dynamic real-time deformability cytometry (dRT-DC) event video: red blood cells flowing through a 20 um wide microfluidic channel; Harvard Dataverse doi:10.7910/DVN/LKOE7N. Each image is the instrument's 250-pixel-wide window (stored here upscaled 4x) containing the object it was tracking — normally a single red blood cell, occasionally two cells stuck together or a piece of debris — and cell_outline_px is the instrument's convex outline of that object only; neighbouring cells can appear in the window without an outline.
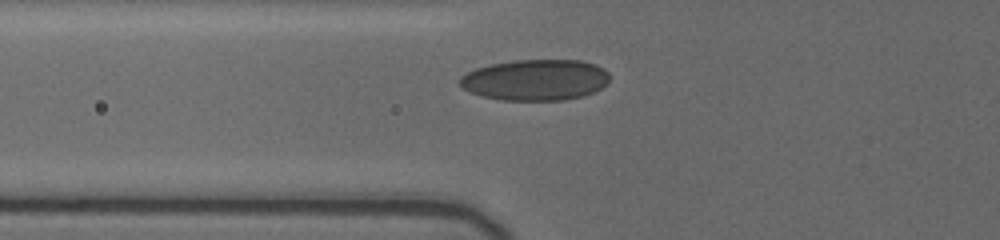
{"species": "human", "species_latin": "Homo sapiens", "temperature_condition": "cold", "stored_images_in_passage": 22, "camera_frame_rate_fps": 3000, "um_per_image_px": 0.085, "donor": {"sex": "female"}, "frame": {"image": 1, "passage_image": 4, "time_ms": 0.333, "image_size_px": [1000, 240], "cell_outline_px": [[608, 80], [600, 88], [592, 92], [580, 96], [564, 100], [500, 100], [480, 96], [468, 92], [460, 84], [460, 76], [476, 68], [492, 64], [516, 60], [580, 60], [596, 64], [604, 68], [608, 72]], "centroid_in_image_um": [45.48, 6.79], "position_along_channel_um": 80.3, "area_um2": 35.72}}
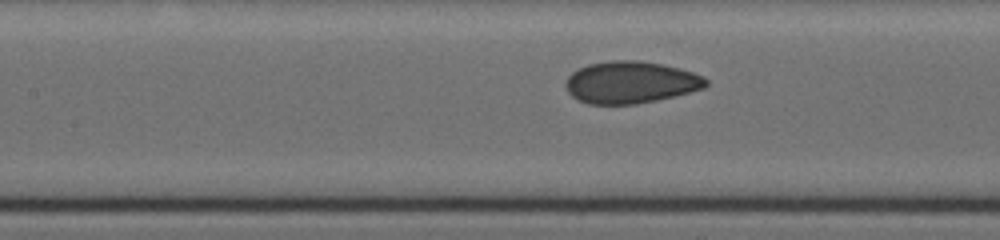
{"frame": {"image": 2, "passage_image": 17, "time_ms": 2.333, "image_size_px": [1000, 240], "cell_outline_px": [[708, 84], [704, 88], [656, 100], [636, 104], [588, 104], [576, 100], [568, 92], [564, 84], [568, 76], [572, 72], [588, 64], [608, 60], [640, 60], [680, 68], [704, 76], [708, 80]], "centroid_in_image_um": [53.58, 6.99], "position_along_channel_um": 153.8, "area_um2": 34.45}}
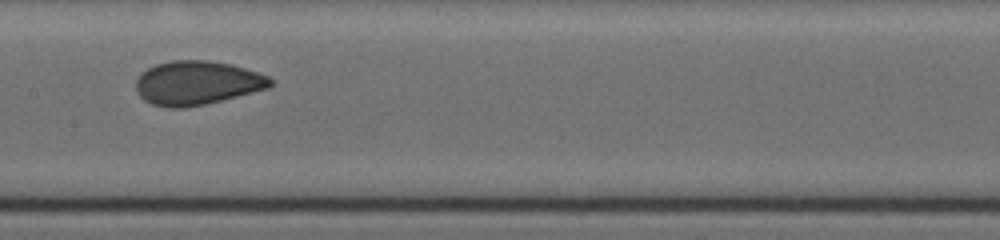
{"frame": {"image": 3, "passage_image": 21, "time_ms": 3.333, "image_size_px": [1000, 240], "cell_outline_px": [[276, 80], [268, 88], [204, 104], [184, 108], [168, 108], [152, 104], [144, 100], [136, 92], [136, 80], [140, 72], [156, 64], [172, 60], [208, 60], [232, 64], [268, 76]], "centroid_in_image_um": [16.72, 7.04], "position_along_channel_um": 190.7, "area_um2": 34.45}}